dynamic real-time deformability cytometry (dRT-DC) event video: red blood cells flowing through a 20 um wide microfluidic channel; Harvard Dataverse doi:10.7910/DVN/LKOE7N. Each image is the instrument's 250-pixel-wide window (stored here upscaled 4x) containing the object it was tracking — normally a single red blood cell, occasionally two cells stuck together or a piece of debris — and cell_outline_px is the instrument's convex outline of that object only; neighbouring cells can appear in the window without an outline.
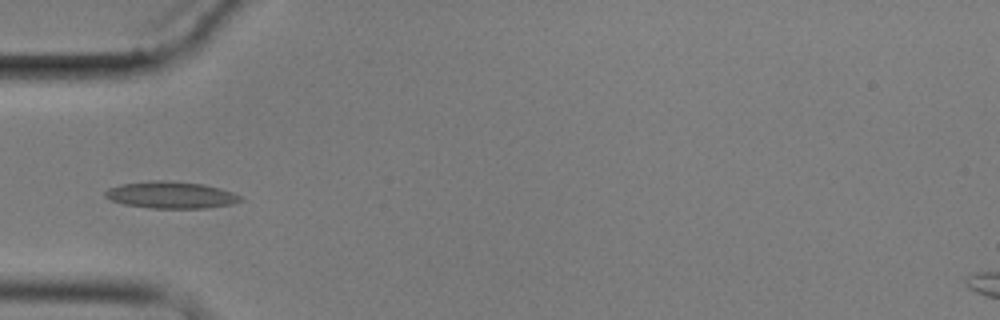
{"species": "common noctule bat (a hibernating species)", "species_latin": "Nyctalus noctula", "temperature_condition": "cold", "stored_images_in_passage": 6, "camera_frame_rate_fps": 3000, "um_per_image_px": 0.085, "animal": {"sex": "male", "body_mass_g": 17.9}, "frame": {"image": 1, "passage_image": 4, "time_ms": 4.0, "image_size_px": [1000, 320], "cell_outline_px": [[244, 200], [232, 204], [204, 208], [148, 208], [124, 204], [112, 200], [104, 196], [104, 192], [108, 188], [124, 184], [156, 180], [164, 180], [204, 184], [232, 192], [240, 196]], "centroid_in_image_um": [14.54, 16.58], "position_along_channel_um": 70.5, "area_um2": 20.98}}
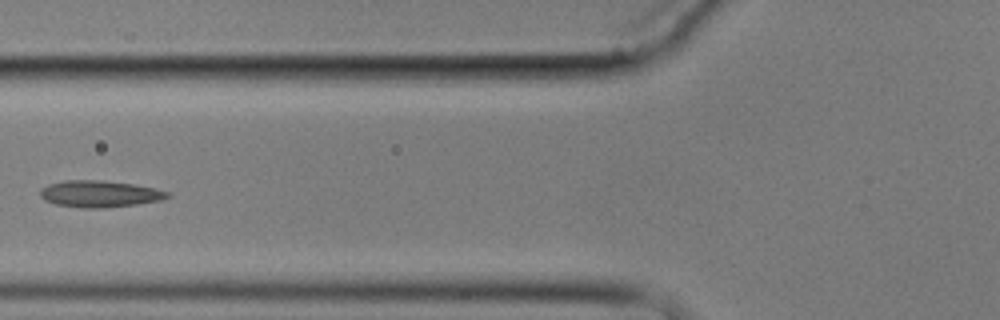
{"frame": {"image": 2, "passage_image": 5, "time_ms": 5.333, "image_size_px": [1000, 320], "cell_outline_px": [[172, 196], [160, 200], [136, 204], [104, 208], [84, 208], [56, 204], [44, 200], [40, 196], [40, 192], [48, 184], [64, 180], [100, 180], [132, 184], [156, 188], [168, 192]], "centroid_in_image_um": [8.48, 16.48], "position_along_channel_um": 117.3, "area_um2": 19.65}}
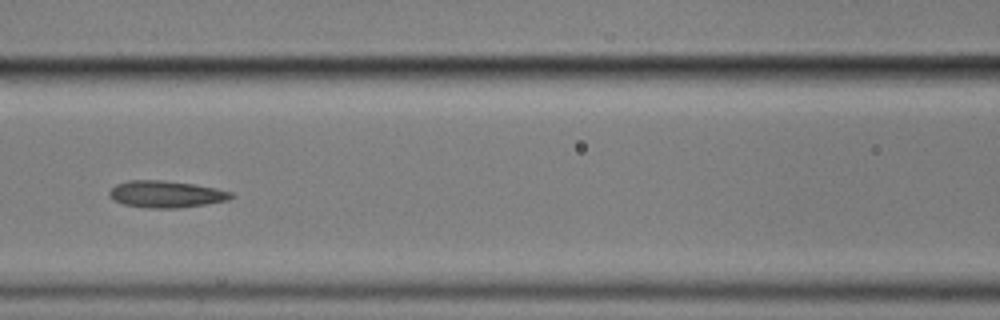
{"frame": {"image": 3, "passage_image": 6, "time_ms": 6.333, "image_size_px": [1000, 320], "cell_outline_px": [[236, 196], [228, 200], [204, 204], [176, 208], [148, 208], [124, 204], [112, 200], [108, 196], [108, 192], [116, 184], [128, 180], [164, 180], [192, 184], [216, 188], [232, 192]], "centroid_in_image_um": [14.09, 16.5], "position_along_channel_um": 152.5, "area_um2": 19.07}}